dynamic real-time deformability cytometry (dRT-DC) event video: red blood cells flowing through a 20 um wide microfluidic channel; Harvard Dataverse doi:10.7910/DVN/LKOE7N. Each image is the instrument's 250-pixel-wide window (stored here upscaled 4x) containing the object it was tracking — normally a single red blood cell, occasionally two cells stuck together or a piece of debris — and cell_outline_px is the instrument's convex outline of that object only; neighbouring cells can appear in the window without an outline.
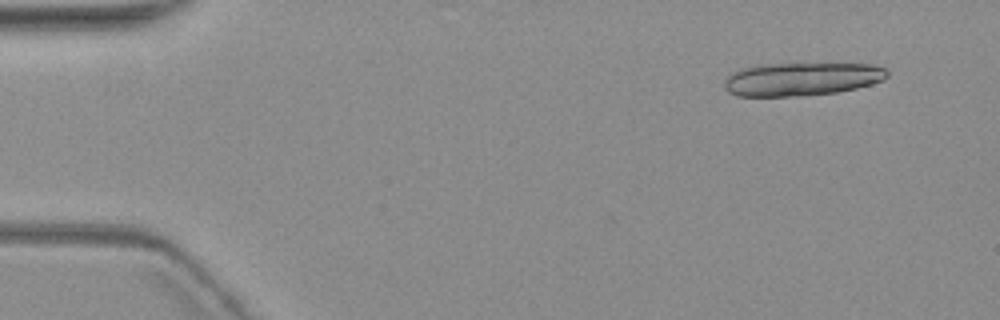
{"species": "common noctule bat (a hibernating species)", "species_latin": "Nyctalus noctula", "temperature_condition": "warm", "stored_images_in_passage": 5, "camera_frame_rate_fps": 3000, "um_per_image_px": 0.085, "animal": {"sex": "female", "body_mass_g": 19.3, "forearm_length_mm": 54.1}, "frame": {"image": 1, "passage_image": 2, "time_ms": 1.333, "image_size_px": [1000, 320], "cell_outline_px": [[888, 76], [884, 80], [872, 84], [856, 88], [836, 92], [796, 96], [736, 96], [728, 92], [724, 88], [724, 80], [732, 72], [740, 68], [756, 64], [868, 64], [884, 68], [888, 72]], "centroid_in_image_um": [68.09, 6.72], "position_along_channel_um": 16.9, "area_um2": 31.62}}